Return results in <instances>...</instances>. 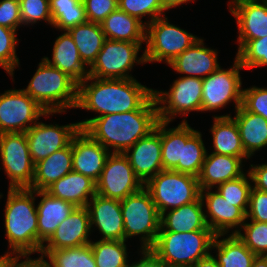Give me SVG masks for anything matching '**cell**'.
Instances as JSON below:
<instances>
[{
  "label": "cell",
  "instance_id": "obj_10",
  "mask_svg": "<svg viewBox=\"0 0 267 267\" xmlns=\"http://www.w3.org/2000/svg\"><path fill=\"white\" fill-rule=\"evenodd\" d=\"M202 85L201 78L181 76L172 82L169 91L154 89L159 120L173 122L178 115L186 117L190 112H200Z\"/></svg>",
  "mask_w": 267,
  "mask_h": 267
},
{
  "label": "cell",
  "instance_id": "obj_45",
  "mask_svg": "<svg viewBox=\"0 0 267 267\" xmlns=\"http://www.w3.org/2000/svg\"><path fill=\"white\" fill-rule=\"evenodd\" d=\"M242 106L267 120V88L252 86L243 89Z\"/></svg>",
  "mask_w": 267,
  "mask_h": 267
},
{
  "label": "cell",
  "instance_id": "obj_28",
  "mask_svg": "<svg viewBox=\"0 0 267 267\" xmlns=\"http://www.w3.org/2000/svg\"><path fill=\"white\" fill-rule=\"evenodd\" d=\"M72 170V144L70 142L65 148L57 150L35 164L32 185L29 189L46 190Z\"/></svg>",
  "mask_w": 267,
  "mask_h": 267
},
{
  "label": "cell",
  "instance_id": "obj_3",
  "mask_svg": "<svg viewBox=\"0 0 267 267\" xmlns=\"http://www.w3.org/2000/svg\"><path fill=\"white\" fill-rule=\"evenodd\" d=\"M36 190L8 188L4 209L5 236L11 254L38 253Z\"/></svg>",
  "mask_w": 267,
  "mask_h": 267
},
{
  "label": "cell",
  "instance_id": "obj_22",
  "mask_svg": "<svg viewBox=\"0 0 267 267\" xmlns=\"http://www.w3.org/2000/svg\"><path fill=\"white\" fill-rule=\"evenodd\" d=\"M217 57V49L207 48L200 38L168 65L181 76L204 79L220 67Z\"/></svg>",
  "mask_w": 267,
  "mask_h": 267
},
{
  "label": "cell",
  "instance_id": "obj_50",
  "mask_svg": "<svg viewBox=\"0 0 267 267\" xmlns=\"http://www.w3.org/2000/svg\"><path fill=\"white\" fill-rule=\"evenodd\" d=\"M248 172L254 184L252 186L255 189L267 192V163L250 164Z\"/></svg>",
  "mask_w": 267,
  "mask_h": 267
},
{
  "label": "cell",
  "instance_id": "obj_4",
  "mask_svg": "<svg viewBox=\"0 0 267 267\" xmlns=\"http://www.w3.org/2000/svg\"><path fill=\"white\" fill-rule=\"evenodd\" d=\"M23 90L47 112L66 113L77 104L78 84L44 58Z\"/></svg>",
  "mask_w": 267,
  "mask_h": 267
},
{
  "label": "cell",
  "instance_id": "obj_24",
  "mask_svg": "<svg viewBox=\"0 0 267 267\" xmlns=\"http://www.w3.org/2000/svg\"><path fill=\"white\" fill-rule=\"evenodd\" d=\"M243 162L240 157L207 152L198 176L200 189H213L224 182L242 176L245 173Z\"/></svg>",
  "mask_w": 267,
  "mask_h": 267
},
{
  "label": "cell",
  "instance_id": "obj_1",
  "mask_svg": "<svg viewBox=\"0 0 267 267\" xmlns=\"http://www.w3.org/2000/svg\"><path fill=\"white\" fill-rule=\"evenodd\" d=\"M153 91L136 78L99 79L87 76L78 84L75 108L97 113V116L79 121V128L84 130L96 117L138 110L153 95Z\"/></svg>",
  "mask_w": 267,
  "mask_h": 267
},
{
  "label": "cell",
  "instance_id": "obj_47",
  "mask_svg": "<svg viewBox=\"0 0 267 267\" xmlns=\"http://www.w3.org/2000/svg\"><path fill=\"white\" fill-rule=\"evenodd\" d=\"M246 220L267 222V192L255 189L252 186Z\"/></svg>",
  "mask_w": 267,
  "mask_h": 267
},
{
  "label": "cell",
  "instance_id": "obj_17",
  "mask_svg": "<svg viewBox=\"0 0 267 267\" xmlns=\"http://www.w3.org/2000/svg\"><path fill=\"white\" fill-rule=\"evenodd\" d=\"M160 140V120L155 129L139 139L124 154L128 157L135 175L145 184L163 171Z\"/></svg>",
  "mask_w": 267,
  "mask_h": 267
},
{
  "label": "cell",
  "instance_id": "obj_15",
  "mask_svg": "<svg viewBox=\"0 0 267 267\" xmlns=\"http://www.w3.org/2000/svg\"><path fill=\"white\" fill-rule=\"evenodd\" d=\"M79 129L78 122L60 126L38 120L25 132L33 163L36 164L57 150L65 148Z\"/></svg>",
  "mask_w": 267,
  "mask_h": 267
},
{
  "label": "cell",
  "instance_id": "obj_49",
  "mask_svg": "<svg viewBox=\"0 0 267 267\" xmlns=\"http://www.w3.org/2000/svg\"><path fill=\"white\" fill-rule=\"evenodd\" d=\"M30 255L31 254L11 255L7 260V267H48L47 259L43 255L39 254L40 256L34 259L31 258ZM22 258H24L23 261L21 260Z\"/></svg>",
  "mask_w": 267,
  "mask_h": 267
},
{
  "label": "cell",
  "instance_id": "obj_7",
  "mask_svg": "<svg viewBox=\"0 0 267 267\" xmlns=\"http://www.w3.org/2000/svg\"><path fill=\"white\" fill-rule=\"evenodd\" d=\"M200 38L175 26L168 17L157 18L146 25L144 56L146 63L167 65Z\"/></svg>",
  "mask_w": 267,
  "mask_h": 267
},
{
  "label": "cell",
  "instance_id": "obj_25",
  "mask_svg": "<svg viewBox=\"0 0 267 267\" xmlns=\"http://www.w3.org/2000/svg\"><path fill=\"white\" fill-rule=\"evenodd\" d=\"M187 121L184 118L173 128H169L170 122L160 121L163 170H174L182 173L183 145L197 131Z\"/></svg>",
  "mask_w": 267,
  "mask_h": 267
},
{
  "label": "cell",
  "instance_id": "obj_48",
  "mask_svg": "<svg viewBox=\"0 0 267 267\" xmlns=\"http://www.w3.org/2000/svg\"><path fill=\"white\" fill-rule=\"evenodd\" d=\"M0 25L16 31L22 27L19 0H0Z\"/></svg>",
  "mask_w": 267,
  "mask_h": 267
},
{
  "label": "cell",
  "instance_id": "obj_34",
  "mask_svg": "<svg viewBox=\"0 0 267 267\" xmlns=\"http://www.w3.org/2000/svg\"><path fill=\"white\" fill-rule=\"evenodd\" d=\"M72 36L83 63L89 68L106 40L101 24L85 22L68 30Z\"/></svg>",
  "mask_w": 267,
  "mask_h": 267
},
{
  "label": "cell",
  "instance_id": "obj_16",
  "mask_svg": "<svg viewBox=\"0 0 267 267\" xmlns=\"http://www.w3.org/2000/svg\"><path fill=\"white\" fill-rule=\"evenodd\" d=\"M200 198L206 208V224L216 235L235 234L246 221V212L241 207L234 206V203L226 201L217 190H201Z\"/></svg>",
  "mask_w": 267,
  "mask_h": 267
},
{
  "label": "cell",
  "instance_id": "obj_12",
  "mask_svg": "<svg viewBox=\"0 0 267 267\" xmlns=\"http://www.w3.org/2000/svg\"><path fill=\"white\" fill-rule=\"evenodd\" d=\"M47 112L23 89H10L0 94V134L26 132Z\"/></svg>",
  "mask_w": 267,
  "mask_h": 267
},
{
  "label": "cell",
  "instance_id": "obj_14",
  "mask_svg": "<svg viewBox=\"0 0 267 267\" xmlns=\"http://www.w3.org/2000/svg\"><path fill=\"white\" fill-rule=\"evenodd\" d=\"M144 187L135 175L124 153H110L96 182V193L111 199L123 200Z\"/></svg>",
  "mask_w": 267,
  "mask_h": 267
},
{
  "label": "cell",
  "instance_id": "obj_37",
  "mask_svg": "<svg viewBox=\"0 0 267 267\" xmlns=\"http://www.w3.org/2000/svg\"><path fill=\"white\" fill-rule=\"evenodd\" d=\"M90 245L96 267H129L131 264L125 240L99 239L91 241Z\"/></svg>",
  "mask_w": 267,
  "mask_h": 267
},
{
  "label": "cell",
  "instance_id": "obj_27",
  "mask_svg": "<svg viewBox=\"0 0 267 267\" xmlns=\"http://www.w3.org/2000/svg\"><path fill=\"white\" fill-rule=\"evenodd\" d=\"M211 230L205 221L201 198L181 207L170 209L161 214L160 231L192 232Z\"/></svg>",
  "mask_w": 267,
  "mask_h": 267
},
{
  "label": "cell",
  "instance_id": "obj_35",
  "mask_svg": "<svg viewBox=\"0 0 267 267\" xmlns=\"http://www.w3.org/2000/svg\"><path fill=\"white\" fill-rule=\"evenodd\" d=\"M52 14V27L60 31L87 22L82 0H49Z\"/></svg>",
  "mask_w": 267,
  "mask_h": 267
},
{
  "label": "cell",
  "instance_id": "obj_11",
  "mask_svg": "<svg viewBox=\"0 0 267 267\" xmlns=\"http://www.w3.org/2000/svg\"><path fill=\"white\" fill-rule=\"evenodd\" d=\"M233 65L221 66L203 79L201 112L218 111L233 102L235 111L242 105V80L240 71L244 68L235 57Z\"/></svg>",
  "mask_w": 267,
  "mask_h": 267
},
{
  "label": "cell",
  "instance_id": "obj_32",
  "mask_svg": "<svg viewBox=\"0 0 267 267\" xmlns=\"http://www.w3.org/2000/svg\"><path fill=\"white\" fill-rule=\"evenodd\" d=\"M101 26L106 39L145 43L146 26L119 8L110 13Z\"/></svg>",
  "mask_w": 267,
  "mask_h": 267
},
{
  "label": "cell",
  "instance_id": "obj_23",
  "mask_svg": "<svg viewBox=\"0 0 267 267\" xmlns=\"http://www.w3.org/2000/svg\"><path fill=\"white\" fill-rule=\"evenodd\" d=\"M36 196L40 197V201L36 205L38 253L40 254L43 244L55 232L57 226L69 216L75 206L70 202L50 195L46 190H36Z\"/></svg>",
  "mask_w": 267,
  "mask_h": 267
},
{
  "label": "cell",
  "instance_id": "obj_33",
  "mask_svg": "<svg viewBox=\"0 0 267 267\" xmlns=\"http://www.w3.org/2000/svg\"><path fill=\"white\" fill-rule=\"evenodd\" d=\"M214 249L220 267H250L256 257L236 234L215 235L211 246V250Z\"/></svg>",
  "mask_w": 267,
  "mask_h": 267
},
{
  "label": "cell",
  "instance_id": "obj_31",
  "mask_svg": "<svg viewBox=\"0 0 267 267\" xmlns=\"http://www.w3.org/2000/svg\"><path fill=\"white\" fill-rule=\"evenodd\" d=\"M239 129L245 153L251 158L254 153L267 147V120L247 111L242 105L232 117Z\"/></svg>",
  "mask_w": 267,
  "mask_h": 267
},
{
  "label": "cell",
  "instance_id": "obj_19",
  "mask_svg": "<svg viewBox=\"0 0 267 267\" xmlns=\"http://www.w3.org/2000/svg\"><path fill=\"white\" fill-rule=\"evenodd\" d=\"M91 223L86 206L75 207L63 220L41 250H59L91 243Z\"/></svg>",
  "mask_w": 267,
  "mask_h": 267
},
{
  "label": "cell",
  "instance_id": "obj_20",
  "mask_svg": "<svg viewBox=\"0 0 267 267\" xmlns=\"http://www.w3.org/2000/svg\"><path fill=\"white\" fill-rule=\"evenodd\" d=\"M73 171L98 181L110 152L83 129L72 137Z\"/></svg>",
  "mask_w": 267,
  "mask_h": 267
},
{
  "label": "cell",
  "instance_id": "obj_55",
  "mask_svg": "<svg viewBox=\"0 0 267 267\" xmlns=\"http://www.w3.org/2000/svg\"><path fill=\"white\" fill-rule=\"evenodd\" d=\"M153 267H188V266L165 263L163 261L158 260L153 255Z\"/></svg>",
  "mask_w": 267,
  "mask_h": 267
},
{
  "label": "cell",
  "instance_id": "obj_9",
  "mask_svg": "<svg viewBox=\"0 0 267 267\" xmlns=\"http://www.w3.org/2000/svg\"><path fill=\"white\" fill-rule=\"evenodd\" d=\"M143 42H126L106 39L96 60L88 68V76L99 79H132L131 71L146 63L144 51L138 57Z\"/></svg>",
  "mask_w": 267,
  "mask_h": 267
},
{
  "label": "cell",
  "instance_id": "obj_5",
  "mask_svg": "<svg viewBox=\"0 0 267 267\" xmlns=\"http://www.w3.org/2000/svg\"><path fill=\"white\" fill-rule=\"evenodd\" d=\"M215 235L212 230L178 233L159 231L157 240L149 251L165 263L192 267L212 253Z\"/></svg>",
  "mask_w": 267,
  "mask_h": 267
},
{
  "label": "cell",
  "instance_id": "obj_46",
  "mask_svg": "<svg viewBox=\"0 0 267 267\" xmlns=\"http://www.w3.org/2000/svg\"><path fill=\"white\" fill-rule=\"evenodd\" d=\"M89 22L101 24L118 8V0H82Z\"/></svg>",
  "mask_w": 267,
  "mask_h": 267
},
{
  "label": "cell",
  "instance_id": "obj_36",
  "mask_svg": "<svg viewBox=\"0 0 267 267\" xmlns=\"http://www.w3.org/2000/svg\"><path fill=\"white\" fill-rule=\"evenodd\" d=\"M40 254L49 260L48 267H96L90 244L59 250H41Z\"/></svg>",
  "mask_w": 267,
  "mask_h": 267
},
{
  "label": "cell",
  "instance_id": "obj_29",
  "mask_svg": "<svg viewBox=\"0 0 267 267\" xmlns=\"http://www.w3.org/2000/svg\"><path fill=\"white\" fill-rule=\"evenodd\" d=\"M46 191L57 198L84 207L96 194V182L81 173L71 171L55 181Z\"/></svg>",
  "mask_w": 267,
  "mask_h": 267
},
{
  "label": "cell",
  "instance_id": "obj_51",
  "mask_svg": "<svg viewBox=\"0 0 267 267\" xmlns=\"http://www.w3.org/2000/svg\"><path fill=\"white\" fill-rule=\"evenodd\" d=\"M139 261L131 262L129 267H153V254L150 251L141 252Z\"/></svg>",
  "mask_w": 267,
  "mask_h": 267
},
{
  "label": "cell",
  "instance_id": "obj_52",
  "mask_svg": "<svg viewBox=\"0 0 267 267\" xmlns=\"http://www.w3.org/2000/svg\"><path fill=\"white\" fill-rule=\"evenodd\" d=\"M192 267H220L213 253L196 262Z\"/></svg>",
  "mask_w": 267,
  "mask_h": 267
},
{
  "label": "cell",
  "instance_id": "obj_38",
  "mask_svg": "<svg viewBox=\"0 0 267 267\" xmlns=\"http://www.w3.org/2000/svg\"><path fill=\"white\" fill-rule=\"evenodd\" d=\"M246 172L242 176L216 187L218 193L226 201L234 203V206L241 207L245 212L248 210L249 196L253 185L250 173Z\"/></svg>",
  "mask_w": 267,
  "mask_h": 267
},
{
  "label": "cell",
  "instance_id": "obj_42",
  "mask_svg": "<svg viewBox=\"0 0 267 267\" xmlns=\"http://www.w3.org/2000/svg\"><path fill=\"white\" fill-rule=\"evenodd\" d=\"M118 8L137 18L145 26L153 20L166 16L160 0H118ZM148 16V21L142 18Z\"/></svg>",
  "mask_w": 267,
  "mask_h": 267
},
{
  "label": "cell",
  "instance_id": "obj_41",
  "mask_svg": "<svg viewBox=\"0 0 267 267\" xmlns=\"http://www.w3.org/2000/svg\"><path fill=\"white\" fill-rule=\"evenodd\" d=\"M235 234L256 256H267V222L246 220Z\"/></svg>",
  "mask_w": 267,
  "mask_h": 267
},
{
  "label": "cell",
  "instance_id": "obj_40",
  "mask_svg": "<svg viewBox=\"0 0 267 267\" xmlns=\"http://www.w3.org/2000/svg\"><path fill=\"white\" fill-rule=\"evenodd\" d=\"M237 43L239 44L235 57L244 69L267 66V36Z\"/></svg>",
  "mask_w": 267,
  "mask_h": 267
},
{
  "label": "cell",
  "instance_id": "obj_56",
  "mask_svg": "<svg viewBox=\"0 0 267 267\" xmlns=\"http://www.w3.org/2000/svg\"><path fill=\"white\" fill-rule=\"evenodd\" d=\"M11 255L13 254L6 252L4 255L2 254V256H0V267H7V260Z\"/></svg>",
  "mask_w": 267,
  "mask_h": 267
},
{
  "label": "cell",
  "instance_id": "obj_8",
  "mask_svg": "<svg viewBox=\"0 0 267 267\" xmlns=\"http://www.w3.org/2000/svg\"><path fill=\"white\" fill-rule=\"evenodd\" d=\"M144 188L150 193L160 215L200 197L198 177L174 170H163L149 179Z\"/></svg>",
  "mask_w": 267,
  "mask_h": 267
},
{
  "label": "cell",
  "instance_id": "obj_43",
  "mask_svg": "<svg viewBox=\"0 0 267 267\" xmlns=\"http://www.w3.org/2000/svg\"><path fill=\"white\" fill-rule=\"evenodd\" d=\"M17 31L0 25V66L14 81V72L20 61L16 54L18 46Z\"/></svg>",
  "mask_w": 267,
  "mask_h": 267
},
{
  "label": "cell",
  "instance_id": "obj_53",
  "mask_svg": "<svg viewBox=\"0 0 267 267\" xmlns=\"http://www.w3.org/2000/svg\"><path fill=\"white\" fill-rule=\"evenodd\" d=\"M162 4V8L165 11L170 10V8H177L178 6L182 4H187L188 2H194L195 0H160Z\"/></svg>",
  "mask_w": 267,
  "mask_h": 267
},
{
  "label": "cell",
  "instance_id": "obj_21",
  "mask_svg": "<svg viewBox=\"0 0 267 267\" xmlns=\"http://www.w3.org/2000/svg\"><path fill=\"white\" fill-rule=\"evenodd\" d=\"M229 12L237 21V41L267 36V0H231Z\"/></svg>",
  "mask_w": 267,
  "mask_h": 267
},
{
  "label": "cell",
  "instance_id": "obj_18",
  "mask_svg": "<svg viewBox=\"0 0 267 267\" xmlns=\"http://www.w3.org/2000/svg\"><path fill=\"white\" fill-rule=\"evenodd\" d=\"M86 208L89 212L91 231L98 229L102 235L100 240H125L120 200L106 198L96 193Z\"/></svg>",
  "mask_w": 267,
  "mask_h": 267
},
{
  "label": "cell",
  "instance_id": "obj_44",
  "mask_svg": "<svg viewBox=\"0 0 267 267\" xmlns=\"http://www.w3.org/2000/svg\"><path fill=\"white\" fill-rule=\"evenodd\" d=\"M22 26L45 21L52 27V14L49 0H19Z\"/></svg>",
  "mask_w": 267,
  "mask_h": 267
},
{
  "label": "cell",
  "instance_id": "obj_39",
  "mask_svg": "<svg viewBox=\"0 0 267 267\" xmlns=\"http://www.w3.org/2000/svg\"><path fill=\"white\" fill-rule=\"evenodd\" d=\"M208 150L204 145L202 134L197 130L183 145L182 173L198 177L200 175Z\"/></svg>",
  "mask_w": 267,
  "mask_h": 267
},
{
  "label": "cell",
  "instance_id": "obj_13",
  "mask_svg": "<svg viewBox=\"0 0 267 267\" xmlns=\"http://www.w3.org/2000/svg\"><path fill=\"white\" fill-rule=\"evenodd\" d=\"M0 160L9 180L8 188H29L35 164L31 159L25 132L0 134Z\"/></svg>",
  "mask_w": 267,
  "mask_h": 267
},
{
  "label": "cell",
  "instance_id": "obj_30",
  "mask_svg": "<svg viewBox=\"0 0 267 267\" xmlns=\"http://www.w3.org/2000/svg\"><path fill=\"white\" fill-rule=\"evenodd\" d=\"M210 131L213 143L211 153L240 157L244 161L251 159L245 153L238 126L232 115H214Z\"/></svg>",
  "mask_w": 267,
  "mask_h": 267
},
{
  "label": "cell",
  "instance_id": "obj_26",
  "mask_svg": "<svg viewBox=\"0 0 267 267\" xmlns=\"http://www.w3.org/2000/svg\"><path fill=\"white\" fill-rule=\"evenodd\" d=\"M52 50V59L43 57L51 66L66 73L77 84L88 76V67L81 60L78 48L68 31L56 38Z\"/></svg>",
  "mask_w": 267,
  "mask_h": 267
},
{
  "label": "cell",
  "instance_id": "obj_54",
  "mask_svg": "<svg viewBox=\"0 0 267 267\" xmlns=\"http://www.w3.org/2000/svg\"><path fill=\"white\" fill-rule=\"evenodd\" d=\"M250 267H267V256H256Z\"/></svg>",
  "mask_w": 267,
  "mask_h": 267
},
{
  "label": "cell",
  "instance_id": "obj_6",
  "mask_svg": "<svg viewBox=\"0 0 267 267\" xmlns=\"http://www.w3.org/2000/svg\"><path fill=\"white\" fill-rule=\"evenodd\" d=\"M120 203L125 241L141 236L139 252L149 251L157 240L161 218L150 193L143 187L140 191L121 200Z\"/></svg>",
  "mask_w": 267,
  "mask_h": 267
},
{
  "label": "cell",
  "instance_id": "obj_2",
  "mask_svg": "<svg viewBox=\"0 0 267 267\" xmlns=\"http://www.w3.org/2000/svg\"><path fill=\"white\" fill-rule=\"evenodd\" d=\"M159 121L154 94L138 109L96 117L85 129L110 153H125L153 131Z\"/></svg>",
  "mask_w": 267,
  "mask_h": 267
}]
</instances>
